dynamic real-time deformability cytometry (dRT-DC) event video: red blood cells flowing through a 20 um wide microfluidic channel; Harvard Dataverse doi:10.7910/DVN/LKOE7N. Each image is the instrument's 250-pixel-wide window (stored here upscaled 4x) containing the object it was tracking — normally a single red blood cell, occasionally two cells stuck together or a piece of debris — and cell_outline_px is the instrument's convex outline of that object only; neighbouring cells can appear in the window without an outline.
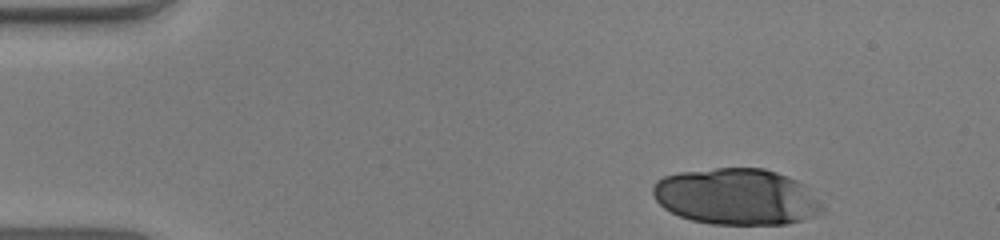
{"species": "human", "species_latin": "Homo sapiens", "temperature_condition": "warm", "stored_images_in_passage": 35, "camera_frame_rate_fps": 3000, "um_per_image_px": 0.085, "donor": {"sex": "male"}, "frame": {"image": 1, "passage_image": 1, "time_ms": 0.0, "image_size_px": [1000, 240], "cell_outline_px": [[820, 212], [816, 216], [788, 224], [712, 224], [692, 220], [680, 216], [664, 208], [656, 200], [652, 192], [652, 184], [656, 180], [664, 176], [680, 172], [716, 168], [764, 168], [776, 172], [796, 180], [804, 184], [820, 204]], "centroid_in_image_um": [62.55, 16.71], "position_along_channel_um": 22.4, "area_um2": 55.37}}
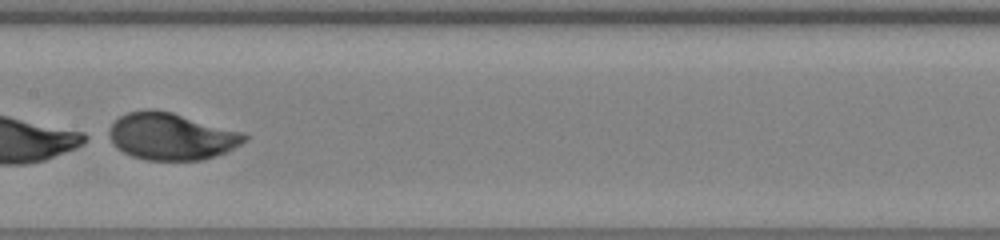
{"frame": {"image": 2, "passage_image": 22, "time_ms": 7.0, "image_size_px": [1000, 240], "cell_outline_px": [[248, 140], [228, 152], [216, 156], [200, 160], [148, 160], [132, 156], [116, 148], [104, 136], [108, 128], [120, 116], [128, 112], [148, 108], [152, 108], [172, 112], [244, 132], [248, 136]], "centroid_in_image_um": [14.54, 11.59], "position_along_channel_um": 192.9, "area_um2": 37.74}}